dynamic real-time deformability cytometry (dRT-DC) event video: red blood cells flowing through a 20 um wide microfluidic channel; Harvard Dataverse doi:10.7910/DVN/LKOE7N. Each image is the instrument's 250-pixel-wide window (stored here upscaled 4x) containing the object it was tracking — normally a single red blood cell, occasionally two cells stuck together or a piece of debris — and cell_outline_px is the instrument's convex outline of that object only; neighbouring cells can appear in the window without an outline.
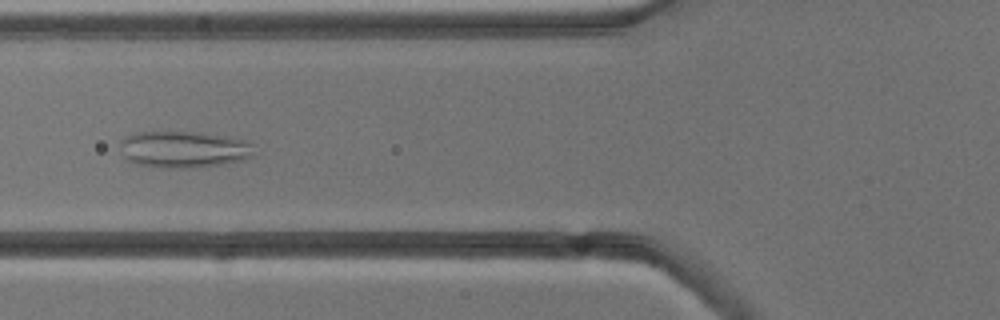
{"species": "common noctule bat (a hibernating species)", "species_latin": "Nyctalus noctula", "temperature_condition": "cold", "stored_images_in_passage": 2, "camera_frame_rate_fps": 3000, "um_per_image_px": 0.085, "animal": {"sex": "male", "body_mass_g": 13.3}, "frame": {"image": 1, "passage_image": 2, "time_ms": 1.0, "image_size_px": [1000, 320], "cell_outline_px": [[252, 156], [244, 160], [196, 168], [160, 168], [136, 164], [128, 160], [124, 156], [120, 144], [120, 140], [124, 136], [136, 132], [200, 132], [248, 140], [252, 144]], "centroid_in_image_um": [15.6, 12.7], "position_along_channel_um": 110.2, "area_um2": 28.84}}